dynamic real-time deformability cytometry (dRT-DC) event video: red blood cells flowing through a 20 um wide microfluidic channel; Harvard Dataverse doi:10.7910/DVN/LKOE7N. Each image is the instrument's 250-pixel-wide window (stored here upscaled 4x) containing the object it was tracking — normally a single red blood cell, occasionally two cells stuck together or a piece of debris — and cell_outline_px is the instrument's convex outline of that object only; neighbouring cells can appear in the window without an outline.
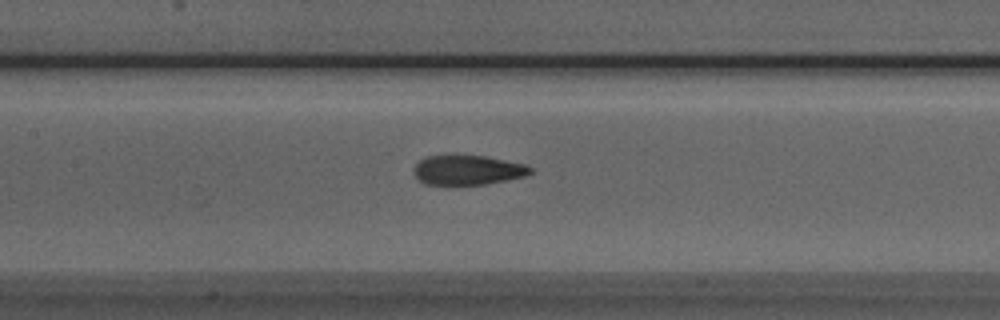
{"species": "Egyptian fruit bat (a non-hibernating species)", "species_latin": "Rousettus aegyptiacus", "temperature_condition": "room temperature", "stored_images_in_passage": 34, "camera_frame_rate_fps": 3000, "um_per_image_px": 0.085, "animal": {"sex": "male"}, "frame": {"image": 1, "passage_image": 16, "time_ms": 5.0, "image_size_px": [1000, 320], "cell_outline_px": [[532, 172], [524, 176], [508, 180], [484, 184], [424, 184], [412, 172], [412, 168], [420, 160], [428, 156], [484, 156], [524, 164], [532, 168]], "centroid_in_image_um": [39.74, 14.46], "position_along_channel_um": 167.7, "area_um2": 19.83}}
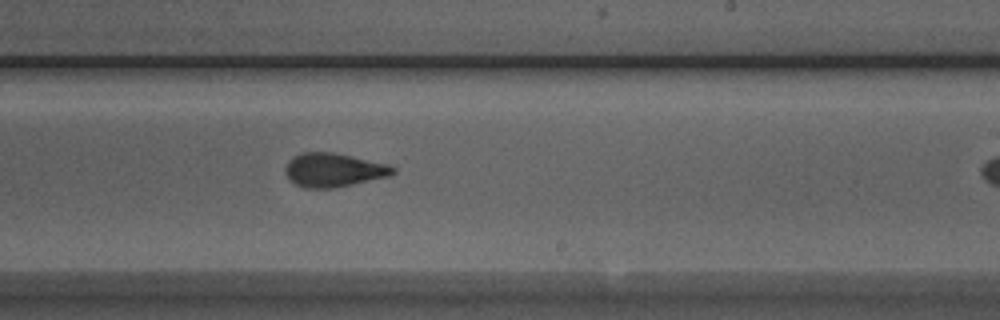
{"frame": {"image": 2, "passage_image": 23, "time_ms": 7.333, "image_size_px": [1000, 320], "cell_outline_px": [[396, 172], [392, 176], [332, 188], [304, 188], [288, 180], [284, 172], [284, 168], [288, 160], [292, 156], [300, 152], [332, 152], [352, 156], [388, 164], [396, 168]], "centroid_in_image_um": [28.33, 14.44], "position_along_channel_um": 260.7, "area_um2": 21.5}}
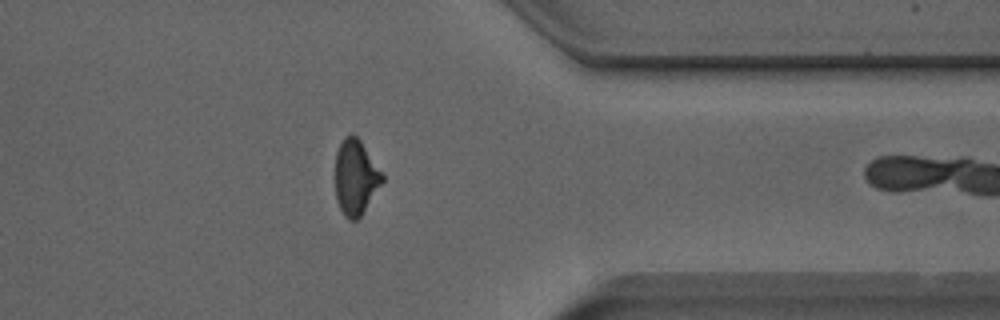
{"frame": {"image": 3, "passage_image": 33, "time_ms": 10.667, "image_size_px": [1000, 320], "cell_outline_px": [[384, 180], [360, 216], [356, 220], [348, 220], [344, 216], [336, 200], [336, 152], [344, 136], [352, 132], [360, 140], [384, 172]], "centroid_in_image_um": [30.24, 15.04], "position_along_channel_um": 381.2, "area_um2": 20.69}}